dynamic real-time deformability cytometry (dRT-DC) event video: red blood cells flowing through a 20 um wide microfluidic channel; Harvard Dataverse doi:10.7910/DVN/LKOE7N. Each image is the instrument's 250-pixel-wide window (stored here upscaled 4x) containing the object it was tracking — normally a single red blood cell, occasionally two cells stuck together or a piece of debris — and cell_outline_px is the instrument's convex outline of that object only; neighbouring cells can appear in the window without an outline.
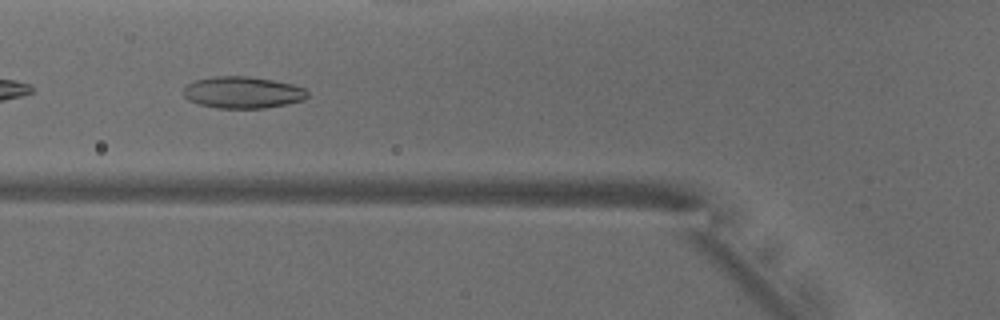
{"species": "common noctule bat (a hibernating species)", "species_latin": "Nyctalus noctula", "temperature_condition": "warm", "stored_images_in_passage": 37, "camera_frame_rate_fps": 3000, "um_per_image_px": 0.085, "animal": {"sex": "male", "body_mass_g": 18.8}, "frame": {"image": 1, "passage_image": 5, "time_ms": 1.333, "image_size_px": [1000, 320], "cell_outline_px": [[308, 96], [304, 100], [288, 104], [264, 108], [216, 108], [200, 104], [188, 100], [184, 96], [184, 88], [188, 84], [196, 80], [212, 76], [248, 76], [272, 80], [292, 84], [304, 88], [308, 92]], "centroid_in_image_um": [20.64, 7.86], "position_along_channel_um": 105.2, "area_um2": 22.95}}
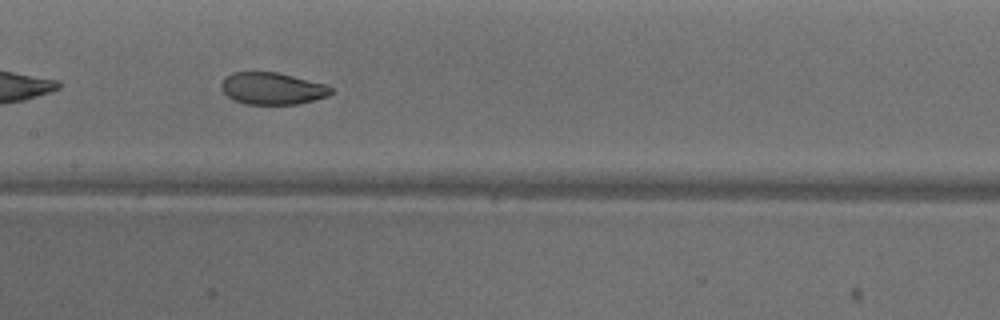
{"frame": {"image": 2, "passage_image": 11, "time_ms": 3.333, "image_size_px": [1000, 320], "cell_outline_px": [[332, 92], [328, 96], [296, 104], [244, 104], [232, 100], [220, 88], [220, 84], [224, 76], [232, 72], [276, 72], [328, 84], [332, 88]], "centroid_in_image_um": [23.11, 7.51], "position_along_channel_um": 184.3, "area_um2": 20.63}}
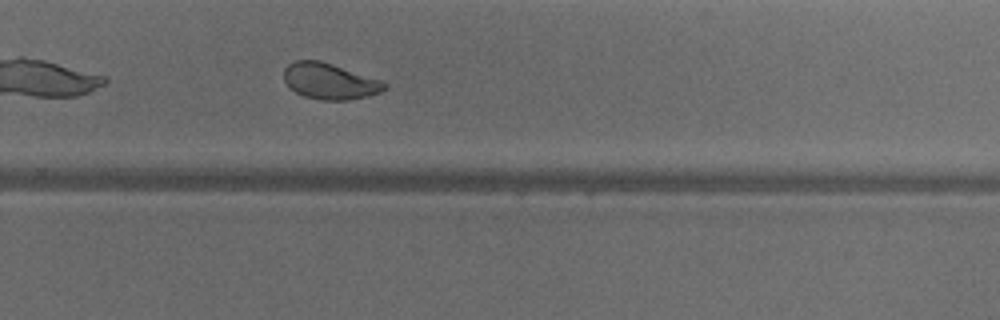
{"frame": {"image": 3, "passage_image": 20, "time_ms": 6.333, "image_size_px": [1000, 320], "cell_outline_px": [[388, 88], [380, 92], [368, 96], [348, 100], [320, 100], [304, 96], [288, 88], [284, 80], [284, 68], [288, 64], [296, 60], [320, 60], [380, 80], [388, 84]], "centroid_in_image_um": [28.0, 6.91], "position_along_channel_um": 301.8, "area_um2": 21.15}, "authors_computed_cell_mechanics": {"area_um2": 22.3686, "velocity_mm_per_s": 3.9314, "shape_relaxation_time_tau1_ms": 3.4582, "shape_relaxation_time_tau2_ms": 1.0327, "deformation_change_tau1": 0.1419, "deformation_change_tau2": 0.0656}}